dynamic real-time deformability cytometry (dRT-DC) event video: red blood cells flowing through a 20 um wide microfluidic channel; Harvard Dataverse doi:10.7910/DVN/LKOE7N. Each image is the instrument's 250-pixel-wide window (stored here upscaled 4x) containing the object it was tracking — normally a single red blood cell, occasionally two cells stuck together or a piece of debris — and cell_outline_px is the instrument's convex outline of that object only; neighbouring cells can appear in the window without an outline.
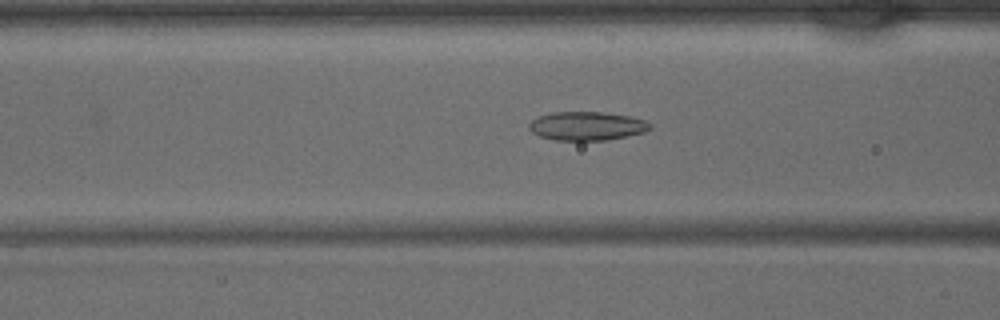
{"species": "common noctule bat (a hibernating species)", "species_latin": "Nyctalus noctula", "temperature_condition": "warm", "stored_images_in_passage": 31, "camera_frame_rate_fps": 3000, "um_per_image_px": 0.085, "animal": {"sex": "male", "body_mass_g": 15.6}, "frame": {"image": 1, "passage_image": 14, "time_ms": 4.333, "image_size_px": [1000, 320], "cell_outline_px": [[652, 128], [644, 132], [608, 140], [556, 140], [540, 136], [532, 132], [528, 128], [528, 124], [532, 120], [540, 116], [552, 112], [600, 112], [628, 116], [644, 120], [652, 124]], "centroid_in_image_um": [49.88, 10.71], "position_along_channel_um": 116.7, "area_um2": 20.11}}
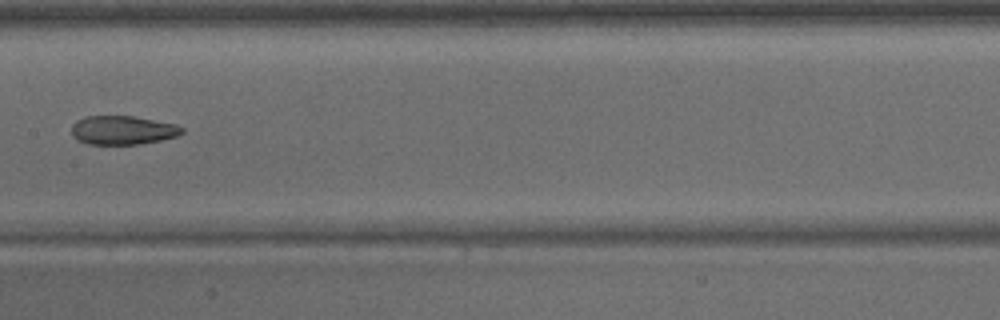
{"frame": {"image": 2, "passage_image": 19, "time_ms": 6.0, "image_size_px": [1000, 320], "cell_outline_px": [[184, 132], [176, 136], [160, 140], [136, 144], [88, 144], [76, 140], [72, 136], [72, 124], [76, 120], [84, 116], [132, 116], [176, 124], [184, 128]], "centroid_in_image_um": [10.39, 11.06], "position_along_channel_um": 197.0, "area_um2": 18.55}}
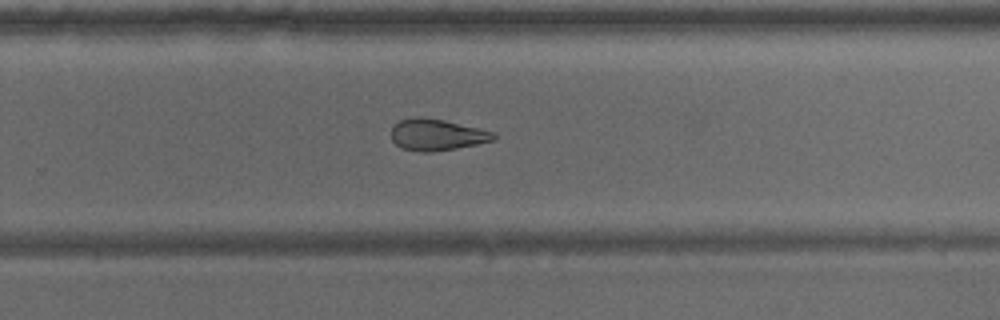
{"frame": {"image": 3, "passage_image": 25, "time_ms": 8.0, "image_size_px": [1000, 320], "cell_outline_px": [[496, 140], [456, 148], [432, 152], [424, 152], [400, 148], [392, 140], [392, 128], [400, 120], [416, 116], [420, 116], [444, 120], [496, 132]], "centroid_in_image_um": [37.15, 11.45], "position_along_channel_um": 292.7, "area_um2": 18.79}}